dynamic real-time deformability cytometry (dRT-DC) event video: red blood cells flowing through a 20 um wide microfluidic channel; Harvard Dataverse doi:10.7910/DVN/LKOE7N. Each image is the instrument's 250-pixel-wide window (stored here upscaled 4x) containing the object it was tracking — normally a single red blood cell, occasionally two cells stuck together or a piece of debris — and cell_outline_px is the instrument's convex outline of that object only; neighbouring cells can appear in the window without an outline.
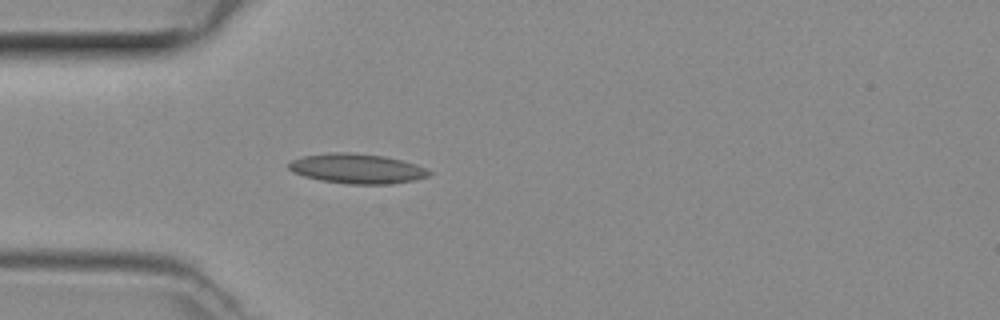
{"species": "common noctule bat (a hibernating species)", "species_latin": "Nyctalus noctula", "temperature_condition": "room temperature", "stored_images_in_passage": 36, "camera_frame_rate_fps": 3000, "um_per_image_px": 0.085, "animal": {"sex": "female", "body_mass_g": 29.2, "forearm_length_mm": 56.3}, "frame": {"image": 1, "passage_image": 6, "time_ms": 1.667, "image_size_px": [1000, 320], "cell_outline_px": [[432, 172], [428, 176], [416, 180], [392, 184], [348, 184], [320, 180], [304, 176], [292, 172], [288, 168], [288, 164], [292, 160], [304, 156], [336, 152], [348, 152], [384, 156], [416, 164]], "centroid_in_image_um": [30.35, 14.34], "position_along_channel_um": 54.7, "area_um2": 24.28}}
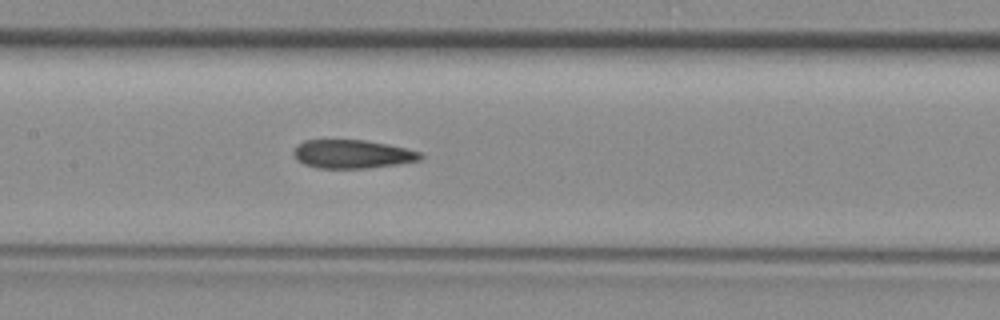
{"frame": {"image": 2, "passage_image": 15, "time_ms": 4.667, "image_size_px": [1000, 320], "cell_outline_px": [[424, 156], [420, 160], [396, 164], [368, 168], [316, 168], [304, 164], [296, 160], [292, 152], [296, 144], [304, 140], [364, 140], [388, 144], [408, 148], [420, 152]], "centroid_in_image_um": [29.92, 13.09], "position_along_channel_um": 177.5, "area_um2": 21.27}}
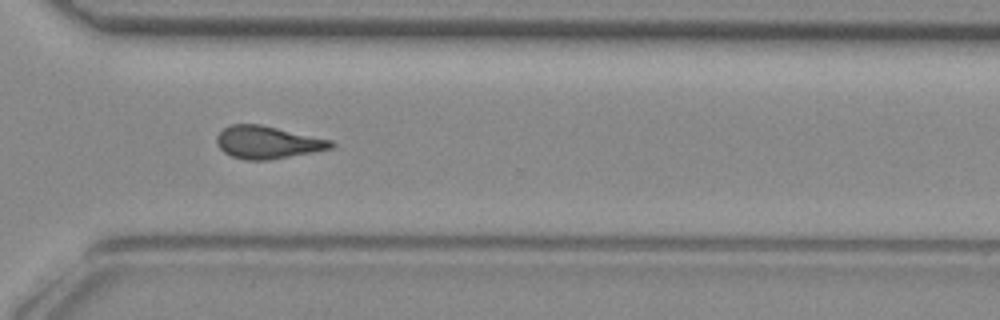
{"frame": {"image": 3, "passage_image": 27, "time_ms": 8.667, "image_size_px": [1000, 320], "cell_outline_px": [[336, 144], [332, 148], [312, 152], [268, 160], [244, 160], [232, 156], [224, 152], [216, 144], [216, 136], [224, 128], [232, 124], [260, 124], [332, 140]], "centroid_in_image_um": [22.73, 12.1], "position_along_channel_um": 347.9, "area_um2": 21.62}}